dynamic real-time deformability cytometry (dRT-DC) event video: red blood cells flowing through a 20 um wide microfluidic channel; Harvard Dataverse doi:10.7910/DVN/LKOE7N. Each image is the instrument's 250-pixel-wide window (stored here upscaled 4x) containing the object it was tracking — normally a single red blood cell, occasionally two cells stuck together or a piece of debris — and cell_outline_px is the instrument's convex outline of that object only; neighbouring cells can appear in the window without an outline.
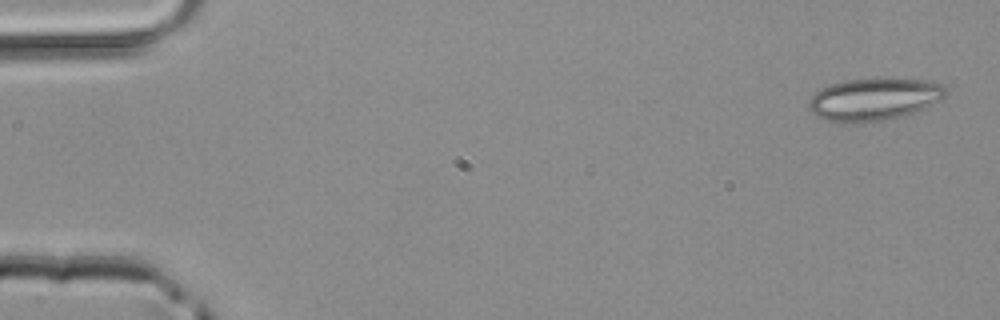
{"species": "common noctule bat (a hibernating species)", "species_latin": "Nyctalus noctula", "temperature_condition": "room temperature", "stored_images_in_passage": 47, "segment_of_instrument_passage": [1, 2], "camera_frame_rate_fps": 3000, "um_per_image_px": 0.085, "animal": {"sex": "male", "body_mass_g": 20.4}, "frame": {"image": 1, "passage_image": 1, "time_ms": 0.0, "image_size_px": [1000, 320], "cell_outline_px": [[948, 96], [924, 108], [904, 116], [864, 124], [840, 124], [816, 116], [808, 108], [808, 100], [820, 88], [828, 84], [844, 80], [888, 76], [924, 80], [940, 84], [948, 92]], "centroid_in_image_um": [74.27, 8.43], "position_along_channel_um": 10.7, "area_um2": 35.08}}